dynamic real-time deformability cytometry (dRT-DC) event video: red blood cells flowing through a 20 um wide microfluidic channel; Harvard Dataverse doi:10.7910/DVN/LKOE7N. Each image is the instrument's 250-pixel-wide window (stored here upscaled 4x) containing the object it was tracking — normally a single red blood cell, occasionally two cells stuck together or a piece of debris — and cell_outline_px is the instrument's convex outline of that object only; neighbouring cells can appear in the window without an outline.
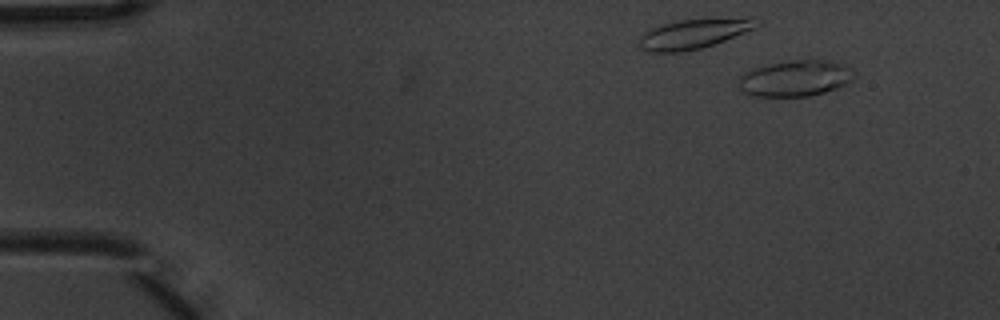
{"species": "common noctule bat (a hibernating species)", "species_latin": "Nyctalus noctula", "temperature_condition": "warm", "stored_images_in_passage": 5, "camera_frame_rate_fps": 3000, "um_per_image_px": 0.085, "animal": {"sex": "male", "body_mass_g": 20.1, "forearm_length_mm": 53.5}, "frame": {"image": 1, "passage_image": 2, "time_ms": 0.333, "image_size_px": [1000, 320], "cell_outline_px": [[856, 76], [852, 80], [836, 88], [824, 92], [808, 96], [756, 96], [744, 92], [740, 88], [740, 76], [744, 72], [756, 68], [772, 64], [792, 60], [828, 60], [844, 64], [852, 68]], "centroid_in_image_um": [67.65, 6.65], "position_along_channel_um": 17.3, "area_um2": 23.99}}